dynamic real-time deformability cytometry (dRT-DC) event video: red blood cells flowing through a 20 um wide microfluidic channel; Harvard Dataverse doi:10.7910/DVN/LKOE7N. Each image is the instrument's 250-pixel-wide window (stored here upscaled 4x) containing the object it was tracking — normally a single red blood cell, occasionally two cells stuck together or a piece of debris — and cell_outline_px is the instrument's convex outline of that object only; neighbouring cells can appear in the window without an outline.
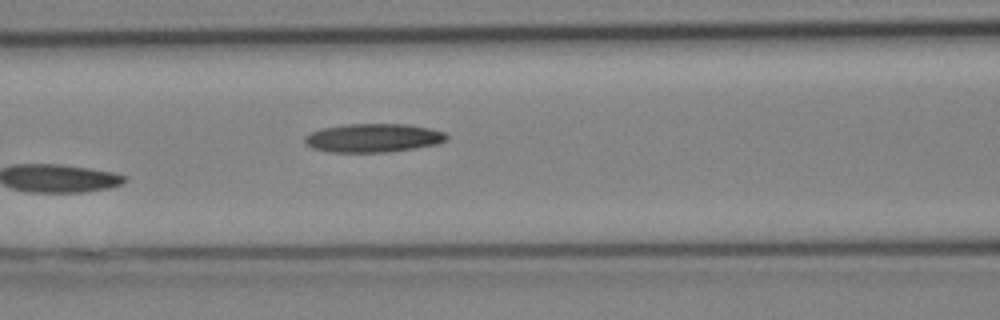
{"species": "Egyptian fruit bat (a non-hibernating species)", "species_latin": "Rousettus aegyptiacus", "temperature_condition": "cold", "stored_images_in_passage": 8, "camera_frame_rate_fps": 3000, "um_per_image_px": 0.085, "animal": {"sex": "female"}, "frame": {"image": 1, "passage_image": 8, "time_ms": 2.333, "image_size_px": [1000, 320], "cell_outline_px": [[448, 140], [440, 144], [416, 148], [388, 152], [332, 152], [312, 148], [304, 144], [304, 136], [312, 132], [324, 128], [348, 124], [408, 124], [428, 128], [444, 132], [448, 136]], "centroid_in_image_um": [31.75, 11.73], "position_along_channel_um": 134.8, "area_um2": 23.76}}